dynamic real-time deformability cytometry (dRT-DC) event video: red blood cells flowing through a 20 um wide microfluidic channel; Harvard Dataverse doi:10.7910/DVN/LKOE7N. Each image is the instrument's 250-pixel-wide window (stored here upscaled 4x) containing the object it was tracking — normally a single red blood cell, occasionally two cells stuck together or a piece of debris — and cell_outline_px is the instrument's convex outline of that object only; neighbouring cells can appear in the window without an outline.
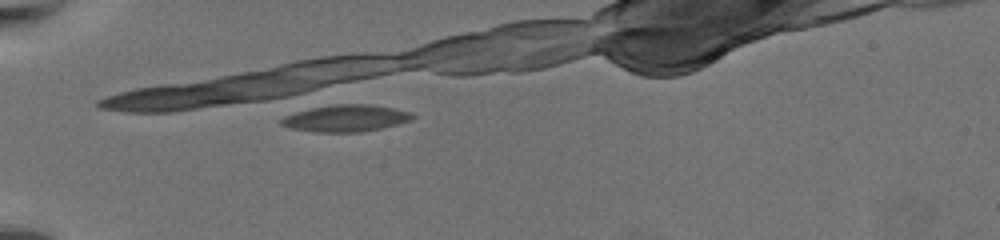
{"species": "common noctule bat (a hibernating species)", "species_latin": "Nyctalus noctula", "temperature_condition": "warm", "stored_images_in_passage": 23, "camera_frame_rate_fps": 3000, "um_per_image_px": 0.085, "animal": {"sex": "female", "body_mass_g": 19.5, "forearm_length_mm": 54.1}, "frame": {"image": 1, "passage_image": 23, "time_ms": 7.333, "image_size_px": [1000, 240], "cell_outline_px": [[416, 116], [412, 120], [380, 128], [360, 132], [316, 132], [292, 128], [280, 124], [280, 120], [284, 116], [304, 108], [332, 104], [372, 104], [412, 112]], "centroid_in_image_um": [29.37, 10.03], "position_along_channel_um": 55.6, "area_um2": 20.69}}